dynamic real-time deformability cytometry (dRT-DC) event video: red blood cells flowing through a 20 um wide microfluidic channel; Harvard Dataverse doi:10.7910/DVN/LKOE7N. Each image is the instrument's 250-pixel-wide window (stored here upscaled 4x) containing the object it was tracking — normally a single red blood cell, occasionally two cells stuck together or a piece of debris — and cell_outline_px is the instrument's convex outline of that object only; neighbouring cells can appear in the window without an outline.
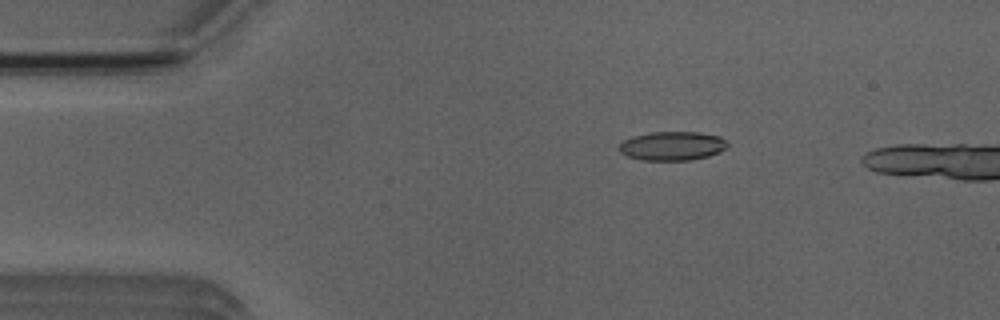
{"species": "Egyptian fruit bat (a non-hibernating species)", "species_latin": "Rousettus aegyptiacus", "temperature_condition": "room temperature", "stored_images_in_passage": 5, "camera_frame_rate_fps": 3000, "um_per_image_px": 0.085, "animal": {"sex": "male"}, "frame": {"image": 1, "passage_image": 3, "time_ms": 2.333, "image_size_px": [1000, 320], "cell_outline_px": [[728, 144], [720, 152], [708, 156], [692, 160], [640, 160], [628, 156], [620, 152], [620, 144], [624, 140], [632, 136], [652, 132], [696, 132], [720, 136]], "centroid_in_image_um": [57.13, 12.4], "position_along_channel_um": 27.9, "area_um2": 18.15}}